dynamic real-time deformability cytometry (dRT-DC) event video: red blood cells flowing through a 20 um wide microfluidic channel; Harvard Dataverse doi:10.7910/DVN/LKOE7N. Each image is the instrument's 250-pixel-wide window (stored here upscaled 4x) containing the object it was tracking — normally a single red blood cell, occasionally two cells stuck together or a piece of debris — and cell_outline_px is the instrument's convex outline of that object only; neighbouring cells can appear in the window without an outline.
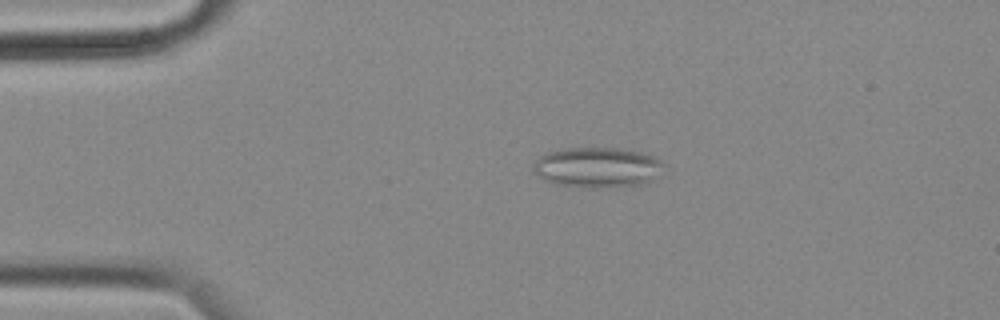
{"species": "common noctule bat (a hibernating species)", "species_latin": "Nyctalus noctula", "temperature_condition": "cold", "stored_images_in_passage": 53, "camera_frame_rate_fps": 3000, "um_per_image_px": 0.085, "animal": {"sex": "female", "body_mass_g": 18.4}, "frame": {"image": 1, "passage_image": 8, "time_ms": 2.333, "image_size_px": [1000, 320], "cell_outline_px": [[664, 164], [660, 176], [640, 184], [592, 188], [588, 188], [556, 184], [544, 180], [536, 176], [532, 172], [532, 164], [544, 152], [568, 148], [616, 148], [640, 152], [652, 156], [660, 160]], "centroid_in_image_um": [50.71, 14.23], "position_along_channel_um": 34.3, "area_um2": 30.75}}
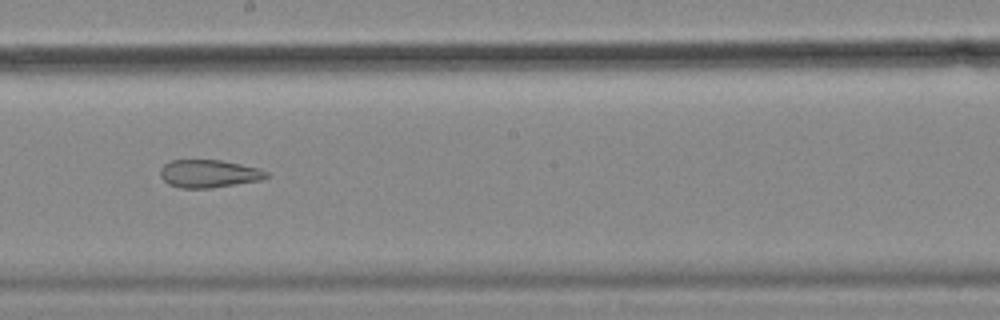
{"frame": {"image": 2, "passage_image": 28, "time_ms": 9.0, "image_size_px": [1000, 320], "cell_outline_px": [[268, 176], [260, 180], [212, 188], [180, 188], [168, 184], [160, 176], [160, 168], [164, 164], [172, 160], [220, 160], [240, 164], [256, 168], [268, 172]], "centroid_in_image_um": [17.71, 14.76], "position_along_channel_um": 230.5, "area_um2": 17.11}}
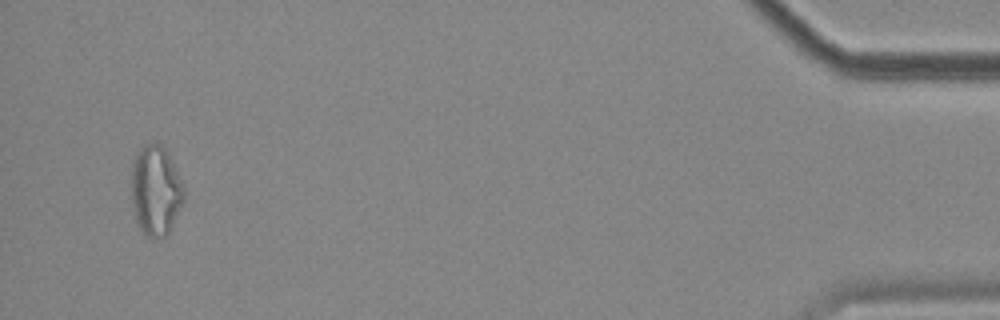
{"frame": {"image": 3, "passage_image": 51, "time_ms": 16.667, "image_size_px": [1000, 320], "cell_outline_px": [[184, 200], [168, 236], [148, 236], [136, 224], [132, 212], [132, 160], [140, 148], [144, 144], [156, 140], [168, 152], [184, 184]], "centroid_in_image_um": [13.23, 16.16], "position_along_channel_um": 422.0, "area_um2": 28.03}, "authors_computed_cell_mechanics": {"area_um2": 23.9292, "velocity_mm_per_s": 3.5278, "shape_relaxation_time_tau1_ms": null, "shape_relaxation_time_tau2_ms": 3.3481, "deformation_change_tau1": null, "deformation_change_tau2": 0.1137}}